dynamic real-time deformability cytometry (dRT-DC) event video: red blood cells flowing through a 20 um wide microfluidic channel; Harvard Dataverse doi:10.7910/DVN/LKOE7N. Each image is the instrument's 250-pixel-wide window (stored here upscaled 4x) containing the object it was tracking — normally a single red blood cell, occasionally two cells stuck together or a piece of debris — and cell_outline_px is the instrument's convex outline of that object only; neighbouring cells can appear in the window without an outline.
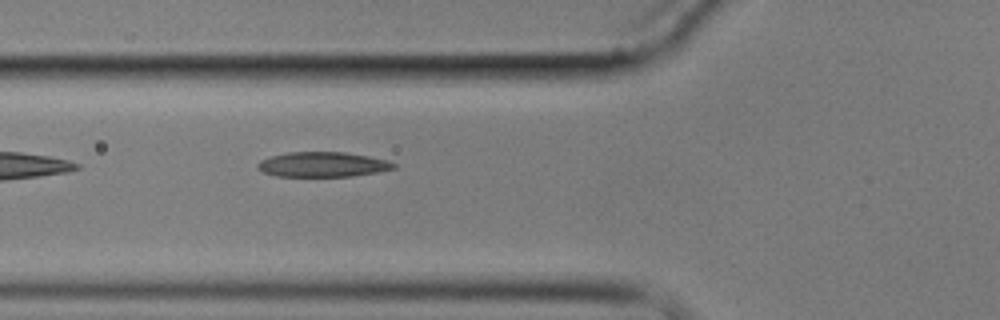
{"species": "common noctule bat (a hibernating species)", "species_latin": "Nyctalus noctula", "temperature_condition": "cold", "stored_images_in_passage": 6, "camera_frame_rate_fps": 3000, "um_per_image_px": 0.085, "animal": {"sex": "male", "body_mass_g": 17.9}, "frame": {"image": 1, "passage_image": 6, "time_ms": 6.667, "image_size_px": [1000, 320], "cell_outline_px": [[396, 168], [380, 172], [352, 176], [276, 176], [264, 172], [256, 168], [256, 164], [260, 160], [272, 156], [288, 152], [344, 152], [368, 156], [388, 160], [396, 164]], "centroid_in_image_um": [27.44, 13.98], "position_along_channel_um": 98.4, "area_um2": 19.83}}